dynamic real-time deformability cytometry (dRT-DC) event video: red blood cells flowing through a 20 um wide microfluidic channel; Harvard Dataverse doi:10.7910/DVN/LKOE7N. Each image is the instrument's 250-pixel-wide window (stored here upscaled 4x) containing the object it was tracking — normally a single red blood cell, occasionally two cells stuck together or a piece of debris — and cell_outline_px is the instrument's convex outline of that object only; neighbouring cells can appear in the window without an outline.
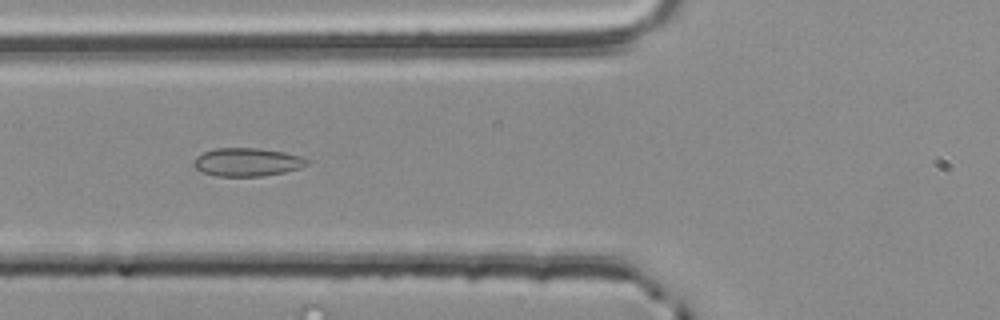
{"species": "common noctule bat (a hibernating species)", "species_latin": "Nyctalus noctula", "temperature_condition": "room temperature", "stored_images_in_passage": 35, "camera_frame_rate_fps": 3000, "um_per_image_px": 0.085, "animal": {"sex": "male", "body_mass_g": 20.4}, "frame": {"image": 1, "passage_image": 6, "time_ms": 1.667, "image_size_px": [1000, 320], "cell_outline_px": [[308, 164], [300, 168], [284, 172], [260, 176], [216, 176], [204, 172], [196, 168], [192, 164], [196, 156], [204, 152], [216, 148], [256, 148], [284, 152], [300, 156], [308, 160]], "centroid_in_image_um": [20.99, 13.77], "position_along_channel_um": 104.8, "area_um2": 18.5}}
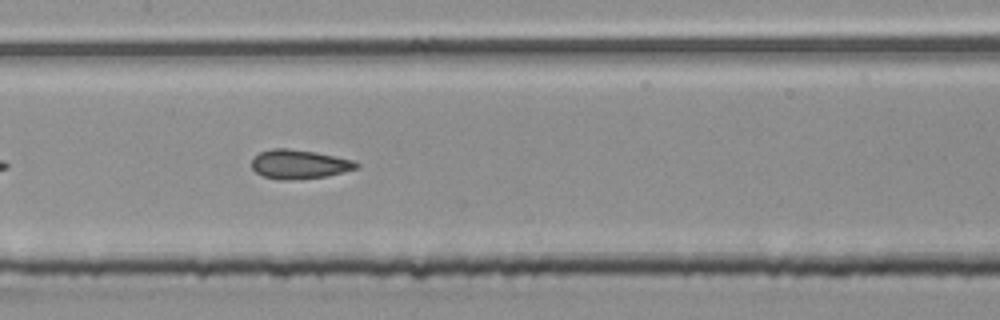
{"frame": {"image": 2, "passage_image": 12, "time_ms": 3.667, "image_size_px": [1000, 320], "cell_outline_px": [[360, 168], [344, 172], [324, 176], [288, 180], [280, 180], [264, 176], [256, 172], [252, 168], [252, 156], [260, 152], [272, 148], [288, 148], [312, 152], [352, 160], [360, 164]], "centroid_in_image_um": [25.4, 13.96], "position_along_channel_um": 182.0, "area_um2": 17.57}}
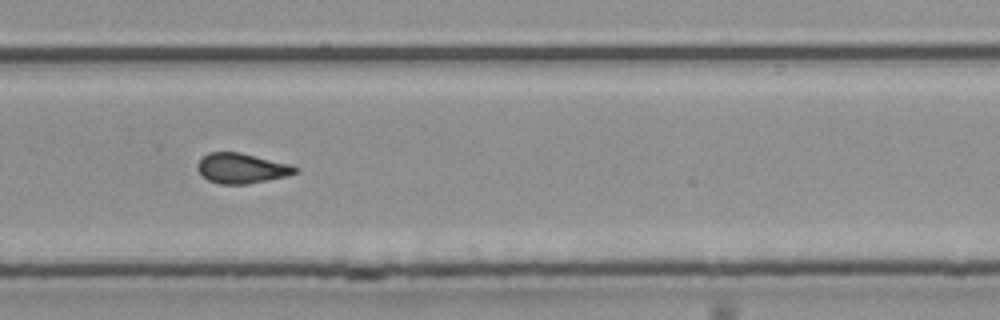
{"frame": {"image": 3, "passage_image": 22, "time_ms": 7.0, "image_size_px": [1000, 320], "cell_outline_px": [[300, 172], [288, 176], [248, 184], [220, 184], [208, 180], [196, 168], [196, 164], [208, 152], [240, 152], [292, 164], [300, 168]], "centroid_in_image_um": [20.6, 14.3], "position_along_channel_um": 309.2, "area_um2": 17.4}, "authors_computed_cell_mechanics": {"area_um2": 17.5712, "velocity_mm_per_s": 3.8454, "shape_relaxation_time_tau1_ms": null, "shape_relaxation_time_tau2_ms": 1.7461, "deformation_change_tau1": null, "deformation_change_tau2": 0.0885}}